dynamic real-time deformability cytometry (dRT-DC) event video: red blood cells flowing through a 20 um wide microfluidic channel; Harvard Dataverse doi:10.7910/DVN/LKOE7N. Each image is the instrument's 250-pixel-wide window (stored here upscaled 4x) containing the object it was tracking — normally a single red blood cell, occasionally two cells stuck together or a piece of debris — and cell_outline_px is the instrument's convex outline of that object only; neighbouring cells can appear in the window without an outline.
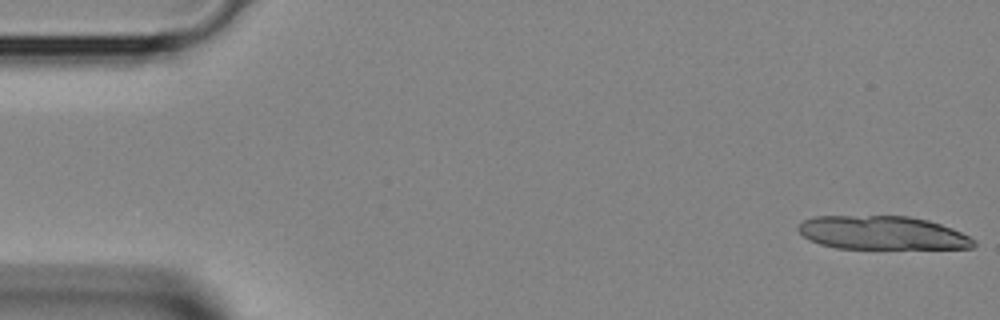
{"species": "Egyptian fruit bat (a non-hibernating species)", "species_latin": "Rousettus aegyptiacus", "temperature_condition": "room temperature", "stored_images_in_passage": 25, "camera_frame_rate_fps": 3000, "um_per_image_px": 0.085, "animal": {"sex": "female"}, "frame": {"image": 1, "passage_image": 1, "time_ms": 0.0, "image_size_px": [1000, 320], "cell_outline_px": [[976, 244], [972, 248], [836, 248], [820, 244], [808, 240], [796, 228], [804, 220], [816, 216], [908, 216], [928, 220], [952, 228], [976, 240]], "centroid_in_image_um": [74.98, 19.79], "position_along_channel_um": 10.0, "area_um2": 34.16}}
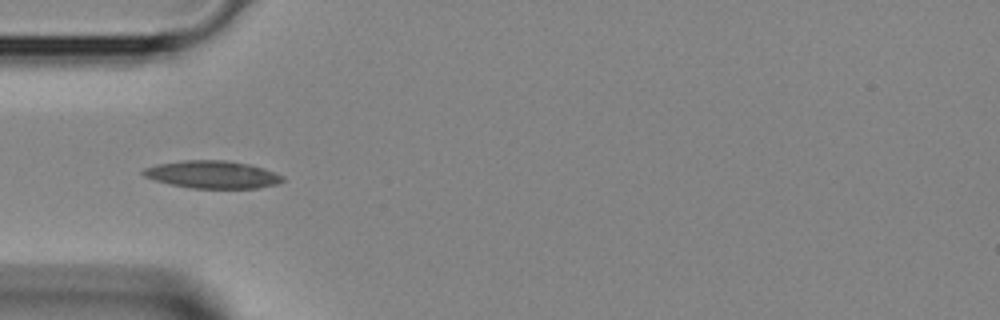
{"frame": {"image": 2, "passage_image": 13, "time_ms": 4.0, "image_size_px": [1000, 320], "cell_outline_px": [[284, 180], [276, 184], [256, 188], [192, 188], [172, 184], [156, 180], [144, 176], [140, 172], [144, 168], [156, 164], [184, 160], [224, 160], [248, 164], [264, 168], [284, 176]], "centroid_in_image_um": [18.05, 14.83], "position_along_channel_um": 67.0, "area_um2": 22.25}}